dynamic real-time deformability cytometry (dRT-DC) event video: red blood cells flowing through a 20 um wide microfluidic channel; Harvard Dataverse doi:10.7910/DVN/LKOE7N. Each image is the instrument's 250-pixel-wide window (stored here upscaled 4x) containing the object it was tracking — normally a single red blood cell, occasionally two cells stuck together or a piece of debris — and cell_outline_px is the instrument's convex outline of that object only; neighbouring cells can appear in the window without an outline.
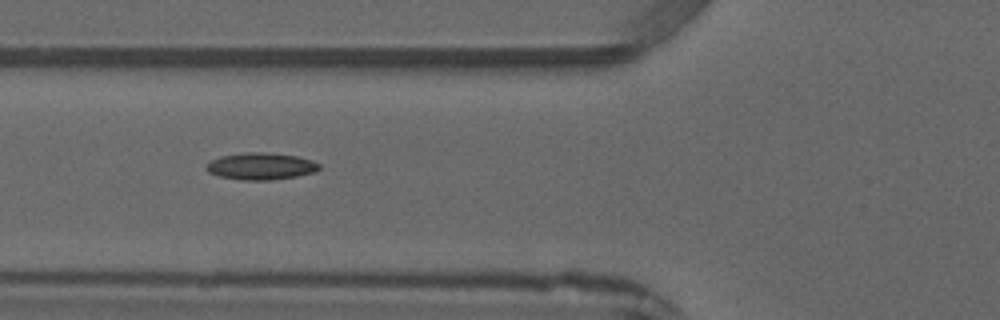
{"species": "common noctule bat (a hibernating species)", "species_latin": "Nyctalus noctula", "temperature_condition": "warm", "stored_images_in_passage": 4, "camera_frame_rate_fps": 3000, "um_per_image_px": 0.085, "animal": {"sex": "male", "forearm_length_mm": 52.5}, "frame": {"image": 1, "passage_image": 4, "time_ms": 3.333, "image_size_px": [1000, 320], "cell_outline_px": [[320, 168], [316, 172], [296, 176], [268, 180], [240, 180], [220, 176], [208, 172], [204, 168], [212, 160], [220, 156], [244, 152], [268, 152], [296, 156], [312, 160], [320, 164]], "centroid_in_image_um": [22.18, 14.12], "position_along_channel_um": 103.6, "area_um2": 17.74}}